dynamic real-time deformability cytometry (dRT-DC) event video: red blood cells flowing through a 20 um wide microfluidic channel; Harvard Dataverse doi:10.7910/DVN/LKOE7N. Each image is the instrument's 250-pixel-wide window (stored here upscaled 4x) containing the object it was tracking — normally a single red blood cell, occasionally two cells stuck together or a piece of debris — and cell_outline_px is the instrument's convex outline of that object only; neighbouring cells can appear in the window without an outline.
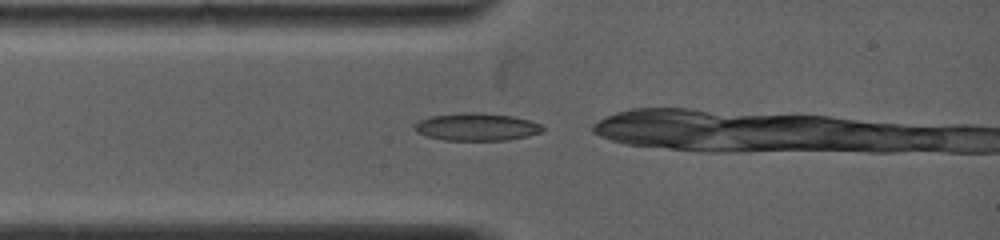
{"species": "common noctule bat (a hibernating species)", "species_latin": "Nyctalus noctula", "temperature_condition": "warm", "stored_images_in_passage": 49, "camera_frame_rate_fps": 5000, "um_per_image_px": 0.085, "animal": {"sex": "female", "body_mass_g": 19.0, "forearm_length_mm": 53.3}, "frame": {"image": 1, "passage_image": 1, "time_ms": 0.0, "image_size_px": [1000, 240], "cell_outline_px": [[544, 132], [528, 136], [508, 140], [444, 140], [428, 136], [416, 132], [412, 128], [412, 124], [420, 120], [432, 116], [464, 112], [476, 112], [512, 116], [528, 120], [540, 124], [544, 128]], "centroid_in_image_um": [40.5, 10.79], "position_along_channel_um": 44.5, "area_um2": 20.63}}
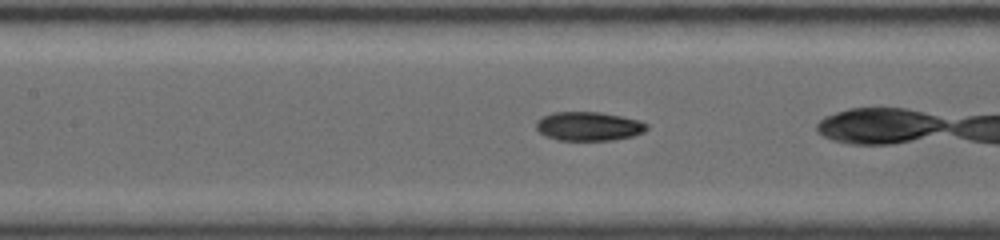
{"frame": {"image": 2, "passage_image": 18, "time_ms": 2.8, "image_size_px": [1000, 240], "cell_outline_px": [[648, 128], [644, 132], [632, 136], [612, 140], [556, 140], [544, 136], [536, 128], [536, 120], [552, 112], [600, 112], [640, 120], [648, 124]], "centroid_in_image_um": [50.03, 10.73], "position_along_channel_um": 157.4, "area_um2": 18.73}}
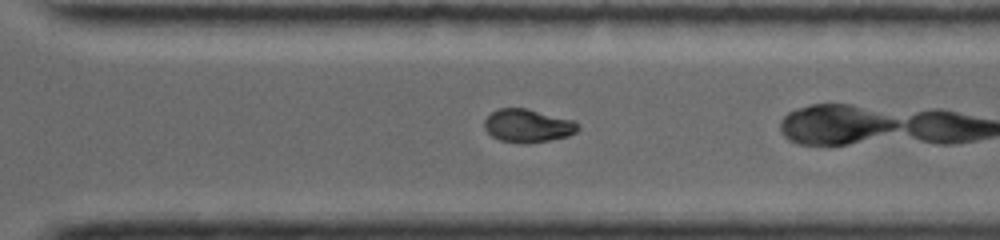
{"frame": {"image": 3, "passage_image": 46, "time_ms": 7.0, "image_size_px": [1000, 240], "cell_outline_px": [[580, 128], [576, 132], [568, 136], [528, 144], [524, 144], [500, 140], [492, 136], [484, 128], [484, 120], [492, 112], [500, 108], [528, 108], [572, 120], [580, 124]], "centroid_in_image_um": [44.87, 10.69], "position_along_channel_um": 325.7, "area_um2": 18.15}}